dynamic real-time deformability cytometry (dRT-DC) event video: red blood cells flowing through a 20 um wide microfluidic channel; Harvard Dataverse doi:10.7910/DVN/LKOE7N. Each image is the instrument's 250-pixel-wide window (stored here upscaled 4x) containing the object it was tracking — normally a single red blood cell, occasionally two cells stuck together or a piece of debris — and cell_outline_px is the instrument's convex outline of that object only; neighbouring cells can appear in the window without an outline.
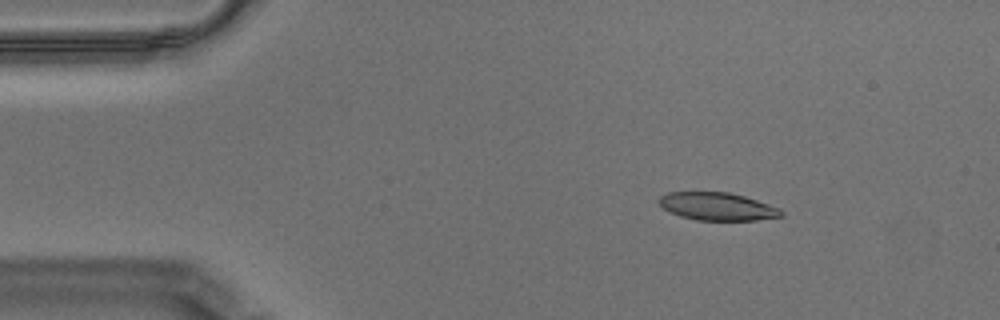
{"species": "Egyptian fruit bat (a non-hibernating species)", "species_latin": "Rousettus aegyptiacus", "temperature_condition": "warm", "stored_images_in_passage": 57, "camera_frame_rate_fps": 3000, "um_per_image_px": 0.085, "animal": {"sex": "male"}, "frame": {"image": 1, "passage_image": 8, "time_ms": 2.333, "image_size_px": [1000, 320], "cell_outline_px": [[784, 216], [756, 220], [696, 220], [680, 216], [664, 208], [656, 200], [660, 196], [668, 192], [728, 192], [744, 196], [780, 208], [784, 212]], "centroid_in_image_um": [60.98, 17.55], "position_along_channel_um": 24.0, "area_um2": 19.77}}
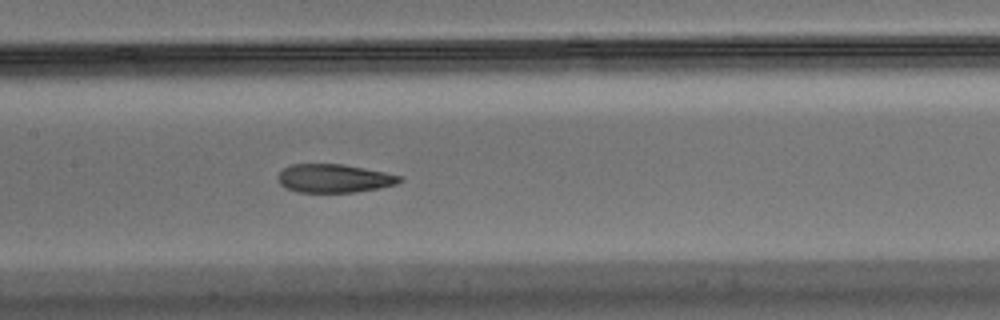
{"frame": {"image": 2, "passage_image": 27, "time_ms": 8.667, "image_size_px": [1000, 320], "cell_outline_px": [[404, 180], [396, 184], [380, 188], [356, 192], [296, 192], [280, 184], [276, 180], [276, 176], [284, 168], [292, 164], [344, 164], [404, 176]], "centroid_in_image_um": [28.41, 15.16], "position_along_channel_um": 179.0, "area_um2": 20.35}}
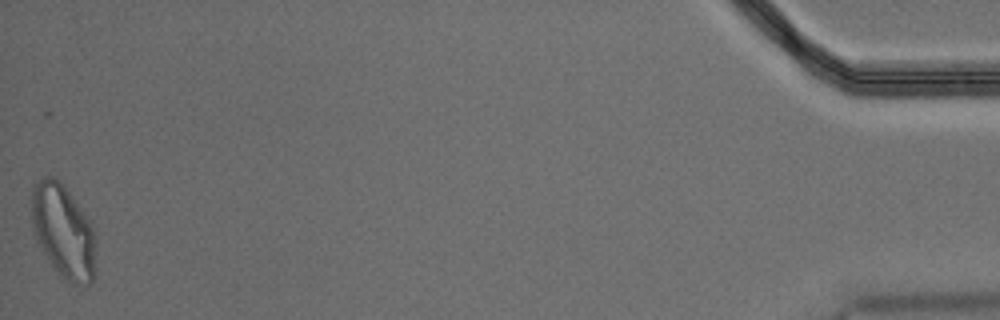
{"frame": {"image": 3, "passage_image": 57, "time_ms": 18.667, "image_size_px": [1000, 320], "cell_outline_px": [[96, 244], [92, 284], [68, 284], [52, 264], [44, 252], [32, 232], [32, 184], [36, 180], [44, 176], [52, 176], [60, 180], [64, 184], [92, 220], [96, 236]], "centroid_in_image_um": [5.4, 19.59], "position_along_channel_um": 429.8, "area_um2": 35.72}, "authors_computed_cell_mechanics": {"area_um2": 21.2704, "velocity_mm_per_s": 3.4819, "shape_relaxation_time_tau1_ms": 7.9121, "shape_relaxation_time_tau2_ms": 2.2676, "deformation_change_tau1": 0.244, "deformation_change_tau2": 0.0845}}